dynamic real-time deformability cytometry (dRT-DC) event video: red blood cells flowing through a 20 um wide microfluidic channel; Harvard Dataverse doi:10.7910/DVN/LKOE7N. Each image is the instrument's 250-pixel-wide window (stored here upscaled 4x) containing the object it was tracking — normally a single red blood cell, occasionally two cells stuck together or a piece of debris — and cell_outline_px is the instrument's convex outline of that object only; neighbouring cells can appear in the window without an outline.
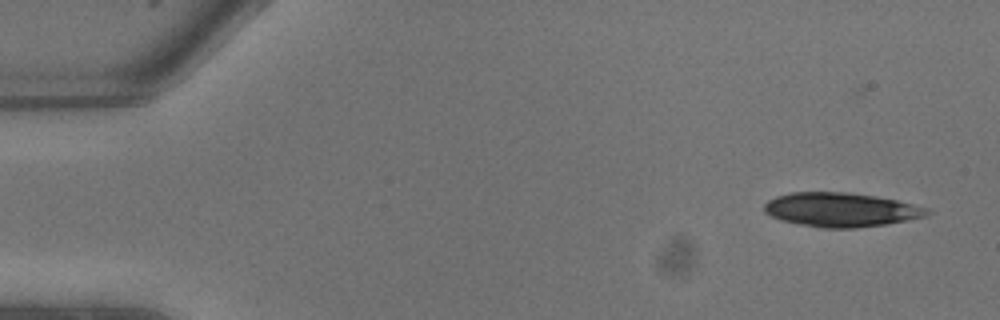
{"species": "common noctule bat (a hibernating species)", "species_latin": "Nyctalus noctula", "temperature_condition": "warm", "stored_images_in_passage": 8, "camera_frame_rate_fps": 3000, "um_per_image_px": 0.085, "animal": {"sex": "male", "body_mass_g": 13.3}, "frame": {"image": 1, "passage_image": 1, "time_ms": 0.0, "image_size_px": [1000, 320], "cell_outline_px": [[932, 212], [924, 216], [888, 224], [856, 228], [820, 228], [780, 220], [764, 212], [764, 204], [768, 200], [776, 196], [792, 192], [848, 192], [876, 196], [896, 200], [928, 208]], "centroid_in_image_um": [71.46, 17.83], "position_along_channel_um": 13.5, "area_um2": 32.37}}
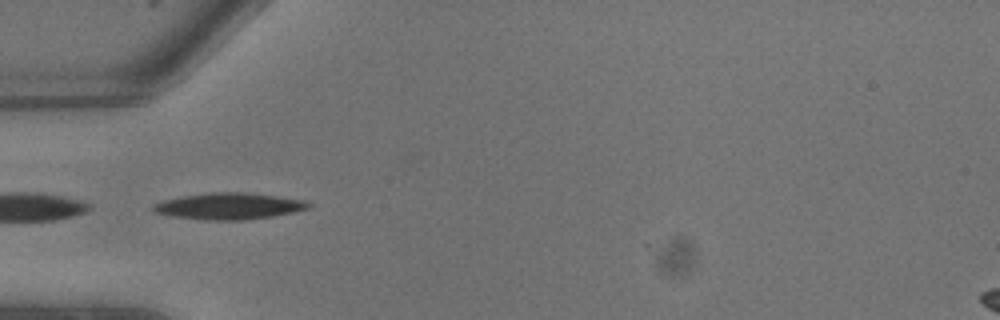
{"frame": {"image": 2, "passage_image": 7, "time_ms": 2.0, "image_size_px": [1000, 320], "cell_outline_px": [[312, 204], [308, 208], [292, 212], [272, 216], [244, 220], [204, 220], [176, 216], [156, 212], [152, 208], [152, 204], [164, 200], [184, 196], [212, 192], [244, 192], [276, 196], [304, 200]], "centroid_in_image_um": [19.47, 17.52], "position_along_channel_um": 65.5, "area_um2": 23.58}}